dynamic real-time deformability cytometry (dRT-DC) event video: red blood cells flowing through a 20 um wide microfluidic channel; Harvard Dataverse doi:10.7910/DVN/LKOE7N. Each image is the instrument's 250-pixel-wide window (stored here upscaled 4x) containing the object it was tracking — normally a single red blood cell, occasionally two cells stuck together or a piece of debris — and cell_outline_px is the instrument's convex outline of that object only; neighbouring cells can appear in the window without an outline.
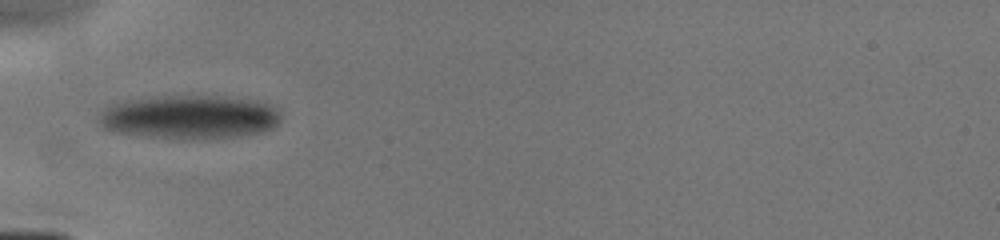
{"species": "human", "species_latin": "Homo sapiens", "temperature_condition": "cold", "stored_images_in_passage": 3, "camera_frame_rate_fps": 3000, "um_per_image_px": 0.085, "donor": {"sex": "male"}, "frame": {"image": 1, "passage_image": 1, "time_ms": 0.0, "image_size_px": [1000, 240], "cell_outline_px": [[280, 120], [272, 128], [260, 132], [236, 136], [152, 136], [120, 132], [104, 128], [100, 124], [100, 112], [104, 104], [124, 100], [152, 96], [224, 96], [256, 100], [268, 104], [276, 108], [280, 112]], "centroid_in_image_um": [16.08, 9.88], "position_along_channel_um": 68.9, "area_um2": 45.43}}